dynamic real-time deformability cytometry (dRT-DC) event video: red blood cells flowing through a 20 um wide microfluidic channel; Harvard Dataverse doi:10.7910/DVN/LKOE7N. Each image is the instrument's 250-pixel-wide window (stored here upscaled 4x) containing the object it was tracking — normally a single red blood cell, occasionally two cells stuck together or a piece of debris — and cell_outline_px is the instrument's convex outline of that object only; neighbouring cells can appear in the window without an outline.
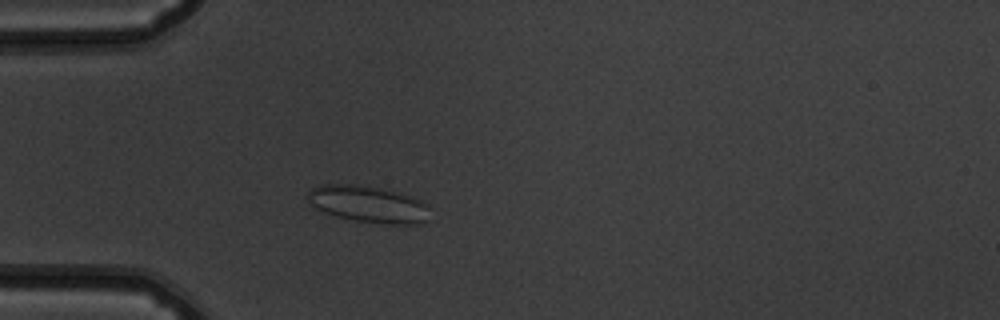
{"species": "common noctule bat (a hibernating species)", "species_latin": "Nyctalus noctula", "temperature_condition": "warm", "stored_images_in_passage": 48, "camera_frame_rate_fps": 3000, "um_per_image_px": 0.085, "animal": {"sex": "male", "body_mass_g": 19.5, "forearm_length_mm": 54.6}, "frame": {"image": 1, "passage_image": 11, "time_ms": 3.333, "image_size_px": [1000, 320], "cell_outline_px": [[432, 220], [420, 224], [384, 224], [356, 220], [340, 216], [316, 208], [312, 204], [308, 196], [308, 192], [312, 188], [320, 184], [352, 184], [380, 188], [396, 192], [420, 200], [428, 204]], "centroid_in_image_um": [31.4, 17.36], "position_along_channel_um": 53.6, "area_um2": 25.95}}
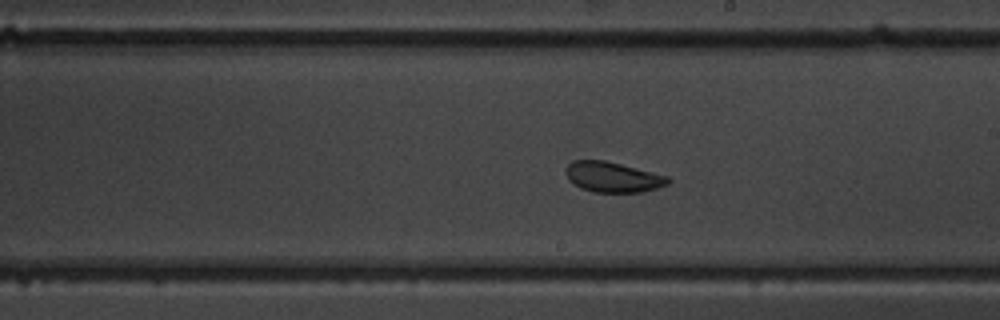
{"frame": {"image": 2, "passage_image": 26, "time_ms": 8.333, "image_size_px": [1000, 320], "cell_outline_px": [[672, 180], [668, 184], [656, 188], [640, 192], [592, 192], [580, 188], [572, 184], [568, 180], [564, 172], [564, 168], [572, 160], [604, 160], [668, 176]], "centroid_in_image_um": [52.02, 15.05], "position_along_channel_um": 237.0, "area_um2": 18.21}}
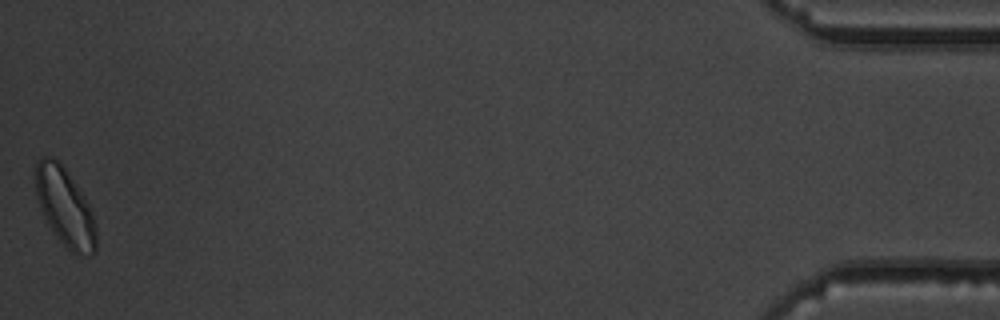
{"frame": {"image": 3, "passage_image": 48, "time_ms": 15.667, "image_size_px": [1000, 320], "cell_outline_px": [[96, 252], [80, 256], [72, 252], [56, 236], [48, 224], [40, 208], [36, 196], [36, 164], [44, 156], [52, 156], [64, 168], [76, 184], [88, 204], [92, 212], [96, 228]], "centroid_in_image_um": [5.53, 17.62], "position_along_channel_um": 429.7, "area_um2": 27.11}, "authors_computed_cell_mechanics": {"area_um2": 20.7791, "velocity_mm_per_s": 3.8642, "shape_relaxation_time_tau1_ms": null, "shape_relaxation_time_tau2_ms": 0.8045, "deformation_change_tau1": null, "deformation_change_tau2": 0.0629}}